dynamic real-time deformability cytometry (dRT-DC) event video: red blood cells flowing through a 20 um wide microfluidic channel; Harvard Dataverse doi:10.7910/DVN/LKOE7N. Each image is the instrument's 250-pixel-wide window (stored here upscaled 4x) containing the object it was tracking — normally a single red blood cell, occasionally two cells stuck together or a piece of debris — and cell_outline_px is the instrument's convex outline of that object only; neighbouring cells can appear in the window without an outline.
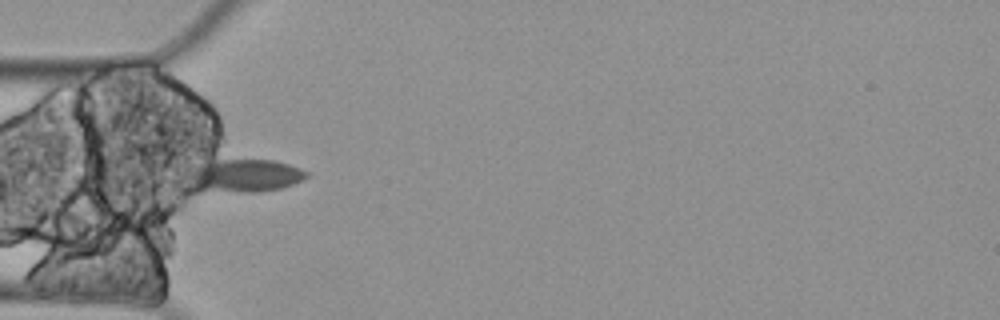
{"species": "Egyptian fruit bat (a non-hibernating species)", "species_latin": "Rousettus aegyptiacus", "temperature_condition": "cold", "stored_images_in_passage": 3, "camera_frame_rate_fps": 3000, "um_per_image_px": 0.085, "animal": {"sex": "female"}, "frame": {"image": 1, "passage_image": 2, "time_ms": 0.333, "image_size_px": [1000, 320], "cell_outline_px": [[308, 176], [292, 184], [280, 188], [256, 192], [248, 192], [196, 188], [172, 172], [172, 168], [220, 160], [276, 160], [300, 168], [308, 172]], "centroid_in_image_um": [20.48, 14.88], "position_along_channel_um": 64.5, "area_um2": 23.7}}
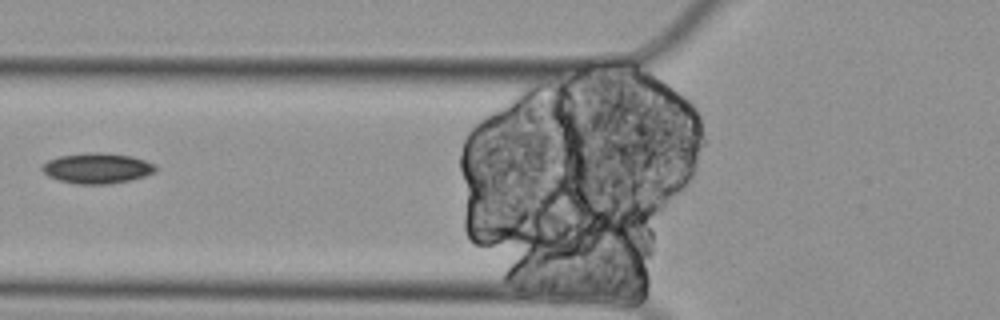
{"frame": {"image": 2, "passage_image": 3, "time_ms": 0.667, "image_size_px": [1000, 320], "cell_outline_px": [[156, 172], [144, 176], [112, 184], [76, 184], [60, 180], [48, 176], [40, 168], [40, 164], [48, 160], [60, 156], [92, 152], [100, 152], [132, 156], [144, 160], [152, 164], [156, 168]], "centroid_in_image_um": [8.22, 14.3], "position_along_channel_um": 117.6, "area_um2": 20.06}}